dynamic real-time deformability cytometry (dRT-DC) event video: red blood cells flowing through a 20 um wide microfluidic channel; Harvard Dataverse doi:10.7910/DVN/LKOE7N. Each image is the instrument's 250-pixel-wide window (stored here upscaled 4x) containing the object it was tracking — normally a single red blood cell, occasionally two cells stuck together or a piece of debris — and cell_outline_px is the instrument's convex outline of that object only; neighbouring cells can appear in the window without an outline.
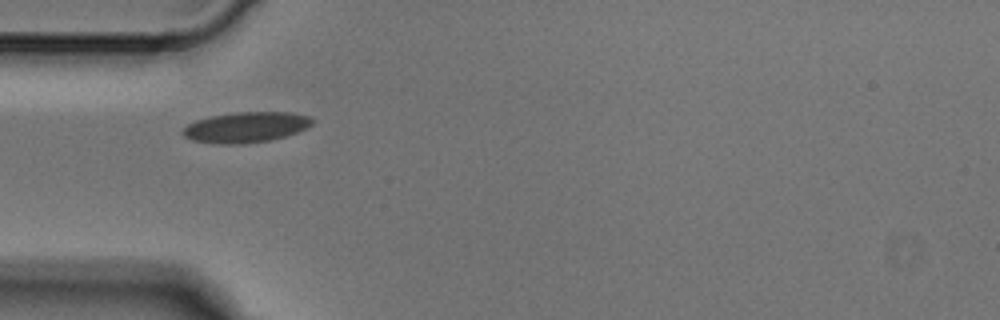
{"species": "Egyptian fruit bat (a non-hibernating species)", "species_latin": "Rousettus aegyptiacus", "temperature_condition": "cold", "stored_images_in_passage": 3, "camera_frame_rate_fps": 3000, "um_per_image_px": 0.085, "animal": {"sex": "male"}, "frame": {"image": 1, "passage_image": 1, "time_ms": 0.0, "image_size_px": [1000, 320], "cell_outline_px": [[316, 120], [308, 128], [284, 136], [268, 140], [244, 144], [220, 144], [192, 140], [184, 136], [180, 132], [188, 124], [196, 120], [212, 116], [236, 112], [292, 112], [308, 116]], "centroid_in_image_um": [20.92, 10.81], "position_along_channel_um": 64.1, "area_um2": 23.0}}
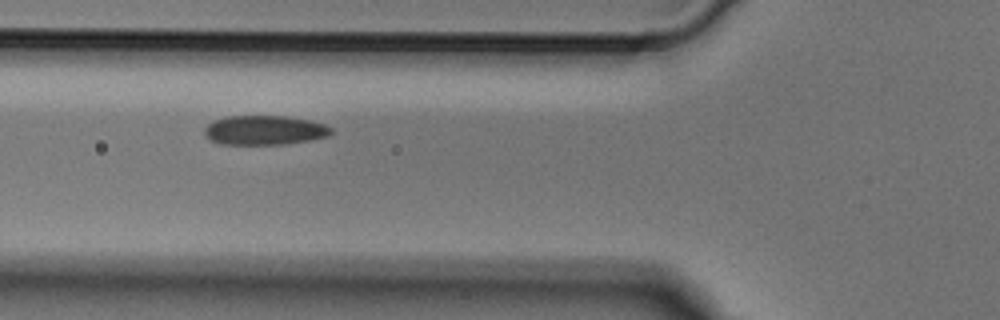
{"frame": {"image": 2, "passage_image": 2, "time_ms": 0.333, "image_size_px": [1000, 320], "cell_outline_px": [[332, 132], [328, 136], [312, 140], [288, 144], [220, 144], [212, 140], [204, 132], [204, 128], [212, 120], [228, 116], [288, 116], [312, 120], [324, 124], [332, 128]], "centroid_in_image_um": [22.52, 11.06], "position_along_channel_um": 103.3, "area_um2": 21.85}}
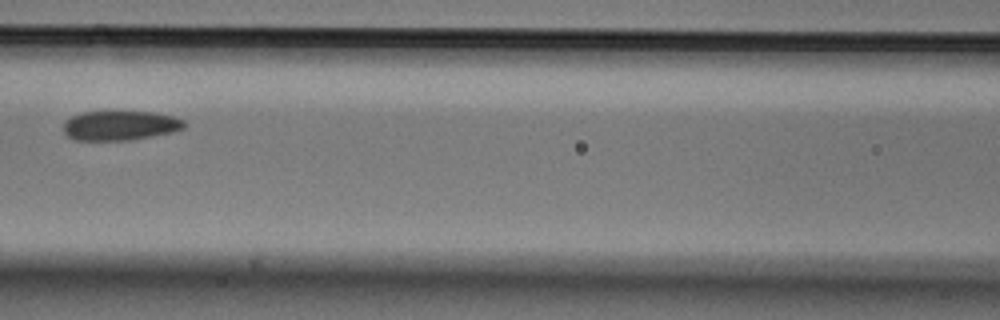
{"frame": {"image": 3, "passage_image": 3, "time_ms": 0.667, "image_size_px": [1000, 320], "cell_outline_px": [[184, 128], [172, 132], [152, 136], [128, 140], [76, 140], [68, 136], [64, 132], [64, 120], [80, 112], [156, 112], [172, 116], [184, 120]], "centroid_in_image_um": [10.19, 10.66], "position_along_channel_um": 156.4, "area_um2": 20.69}}